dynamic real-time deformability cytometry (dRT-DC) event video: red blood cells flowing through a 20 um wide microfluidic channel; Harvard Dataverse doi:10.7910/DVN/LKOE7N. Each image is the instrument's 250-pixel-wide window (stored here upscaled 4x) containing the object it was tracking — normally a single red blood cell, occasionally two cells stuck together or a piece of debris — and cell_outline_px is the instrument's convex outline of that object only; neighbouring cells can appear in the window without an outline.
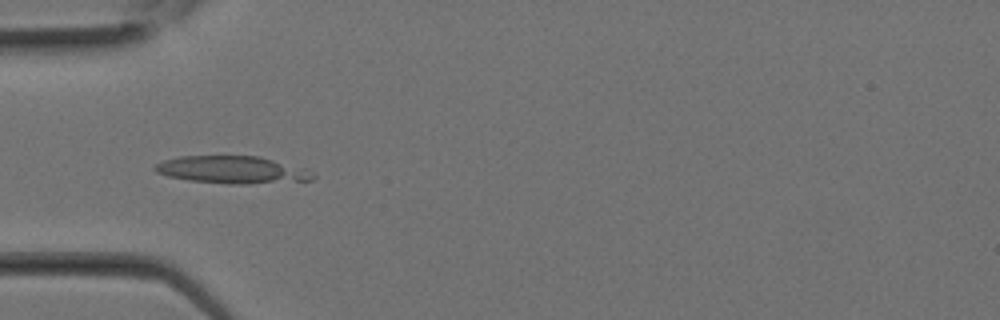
{"species": "Egyptian fruit bat (a non-hibernating species)", "species_latin": "Rousettus aegyptiacus", "temperature_condition": "room temperature", "stored_images_in_passage": 6, "camera_frame_rate_fps": 3000, "um_per_image_px": 0.085, "animal": {"sex": "female"}, "frame": {"image": 1, "passage_image": 1, "time_ms": 0.0, "image_size_px": [1000, 320], "cell_outline_px": [[316, 176], [312, 180], [248, 184], [228, 184], [188, 180], [168, 176], [156, 172], [152, 168], [156, 164], [164, 160], [180, 156], [260, 156], [308, 168]], "centroid_in_image_um": [19.78, 14.43], "position_along_channel_um": 65.2, "area_um2": 25.49}}